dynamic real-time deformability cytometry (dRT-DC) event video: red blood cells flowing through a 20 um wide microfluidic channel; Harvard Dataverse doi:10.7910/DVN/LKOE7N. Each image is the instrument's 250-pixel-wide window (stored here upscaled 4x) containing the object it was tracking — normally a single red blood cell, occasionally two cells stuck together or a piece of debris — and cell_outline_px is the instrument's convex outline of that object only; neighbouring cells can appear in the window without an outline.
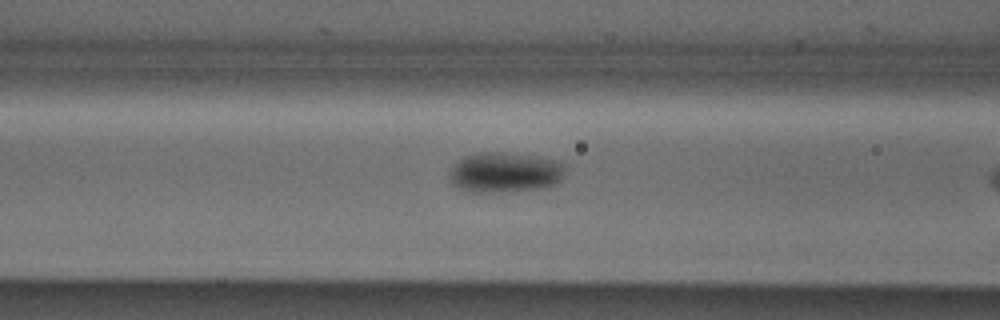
{"species": "Egyptian fruit bat (a non-hibernating species)", "species_latin": "Rousettus aegyptiacus", "temperature_condition": "cold", "stored_images_in_passage": 10, "camera_frame_rate_fps": 3000, "um_per_image_px": 0.085, "animal": {"sex": "male"}, "frame": {"image": 1, "passage_image": 9, "time_ms": 2.667, "image_size_px": [1000, 320], "cell_outline_px": [[568, 164], [560, 180], [556, 184], [544, 188], [496, 192], [468, 192], [452, 184], [448, 176], [448, 172], [452, 164], [464, 156], [480, 152], [504, 152], [532, 156], [556, 160]], "centroid_in_image_um": [42.89, 14.65], "position_along_channel_um": 123.7, "area_um2": 27.51}}